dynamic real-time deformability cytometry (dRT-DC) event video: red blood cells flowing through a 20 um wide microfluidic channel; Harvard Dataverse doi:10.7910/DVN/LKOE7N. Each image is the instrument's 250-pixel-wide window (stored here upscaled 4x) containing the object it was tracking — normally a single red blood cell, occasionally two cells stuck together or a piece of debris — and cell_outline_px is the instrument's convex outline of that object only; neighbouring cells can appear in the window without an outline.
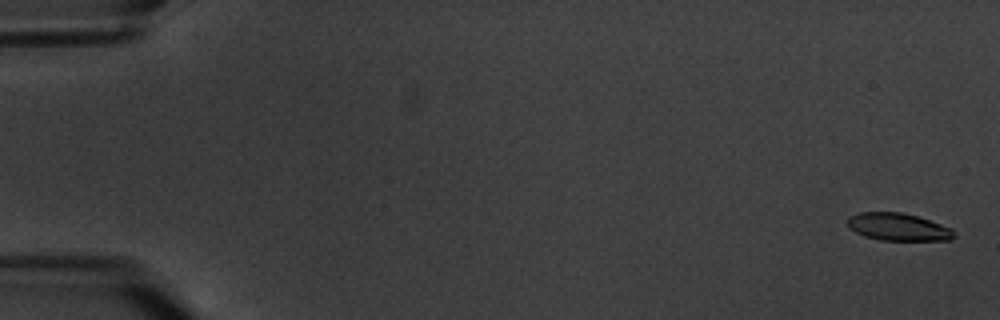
{"species": "common noctule bat (a hibernating species)", "species_latin": "Nyctalus noctula", "temperature_condition": "warm", "stored_images_in_passage": 6, "camera_frame_rate_fps": 3000, "um_per_image_px": 0.085, "animal": {"sex": "male", "body_mass_g": 20.1, "forearm_length_mm": 53.5}, "frame": {"image": 1, "passage_image": 1, "time_ms": 0.0, "image_size_px": [1000, 320], "cell_outline_px": [[956, 236], [952, 240], [880, 240], [864, 236], [848, 228], [848, 216], [860, 212], [900, 212], [916, 216], [952, 228], [956, 232]], "centroid_in_image_um": [76.35, 19.29], "position_along_channel_um": 8.7, "area_um2": 17.11}}
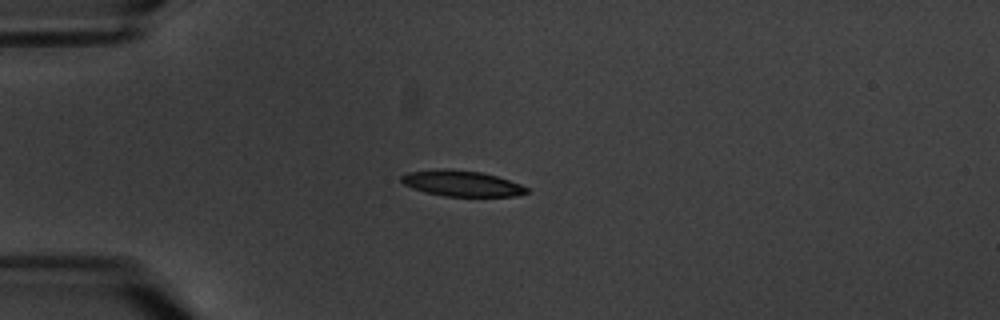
{"frame": {"image": 2, "passage_image": 5, "time_ms": 5.0, "image_size_px": [1000, 320], "cell_outline_px": [[528, 192], [516, 196], [444, 196], [424, 192], [412, 188], [404, 184], [400, 180], [400, 176], [408, 172], [432, 168], [444, 168], [480, 172], [496, 176], [520, 184], [528, 188]], "centroid_in_image_um": [39.18, 15.58], "position_along_channel_um": 45.8, "area_um2": 18.9}}